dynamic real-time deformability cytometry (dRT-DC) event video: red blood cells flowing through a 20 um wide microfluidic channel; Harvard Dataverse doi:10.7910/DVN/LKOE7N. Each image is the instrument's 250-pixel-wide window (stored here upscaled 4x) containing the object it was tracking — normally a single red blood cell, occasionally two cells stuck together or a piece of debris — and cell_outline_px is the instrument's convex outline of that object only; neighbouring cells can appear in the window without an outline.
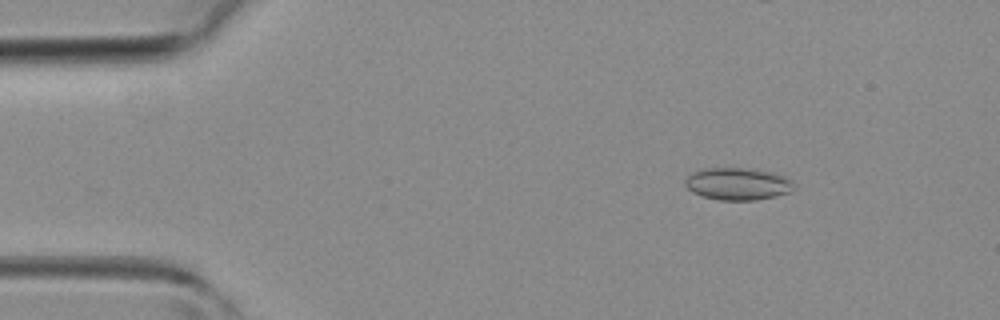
{"species": "common noctule bat (a hibernating species)", "species_latin": "Nyctalus noctula", "temperature_condition": "room temperature", "stored_images_in_passage": 42, "camera_frame_rate_fps": 3000, "um_per_image_px": 0.085, "animal": {"sex": "female", "body_mass_g": 19.3, "forearm_length_mm": 54.1}, "frame": {"image": 1, "passage_image": 6, "time_ms": 1.667, "image_size_px": [1000, 320], "cell_outline_px": [[796, 188], [792, 192], [776, 196], [756, 200], [720, 200], [704, 196], [692, 192], [684, 184], [684, 180], [692, 172], [704, 168], [756, 168], [772, 172], [784, 176], [792, 180]], "centroid_in_image_um": [62.75, 15.62], "position_along_channel_um": 22.3, "area_um2": 20.75}}
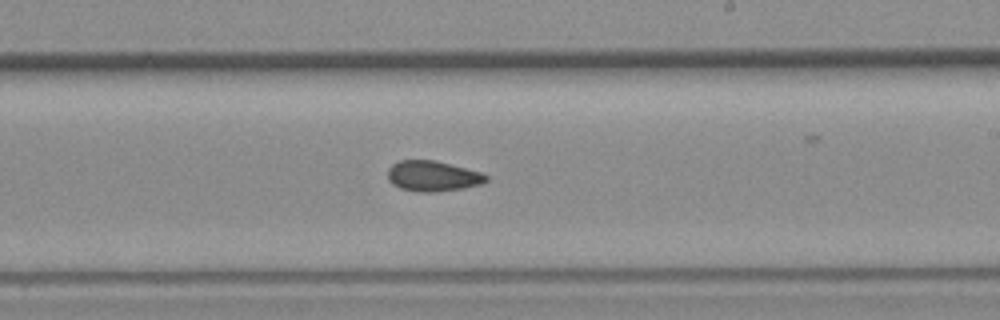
{"frame": {"image": 2, "passage_image": 25, "time_ms": 8.0, "image_size_px": [1000, 320], "cell_outline_px": [[488, 180], [484, 184], [464, 188], [436, 192], [420, 192], [400, 188], [392, 184], [388, 180], [388, 168], [392, 164], [400, 160], [432, 160], [480, 172], [488, 176]], "centroid_in_image_um": [36.78, 14.98], "position_along_channel_um": 252.2, "area_um2": 17.46}}
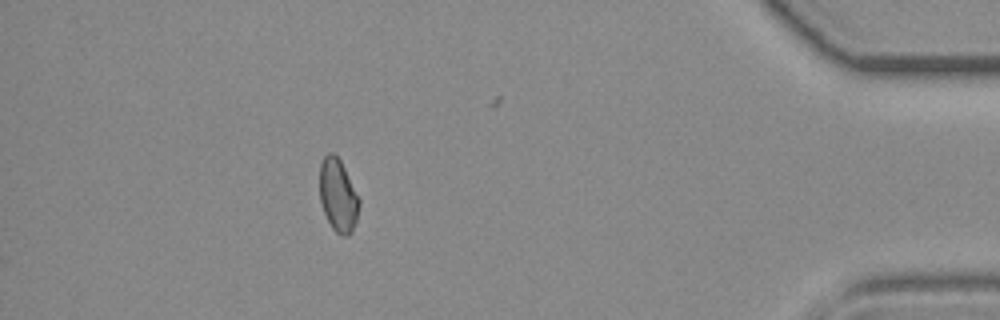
{"frame": {"image": 3, "passage_image": 38, "time_ms": 12.333, "image_size_px": [1000, 320], "cell_outline_px": [[360, 204], [356, 220], [352, 232], [348, 236], [340, 236], [332, 228], [324, 212], [320, 200], [320, 164], [324, 156], [328, 152], [332, 152], [340, 160], [360, 200]], "centroid_in_image_um": [28.73, 16.63], "position_along_channel_um": 406.5, "area_um2": 16.65}}